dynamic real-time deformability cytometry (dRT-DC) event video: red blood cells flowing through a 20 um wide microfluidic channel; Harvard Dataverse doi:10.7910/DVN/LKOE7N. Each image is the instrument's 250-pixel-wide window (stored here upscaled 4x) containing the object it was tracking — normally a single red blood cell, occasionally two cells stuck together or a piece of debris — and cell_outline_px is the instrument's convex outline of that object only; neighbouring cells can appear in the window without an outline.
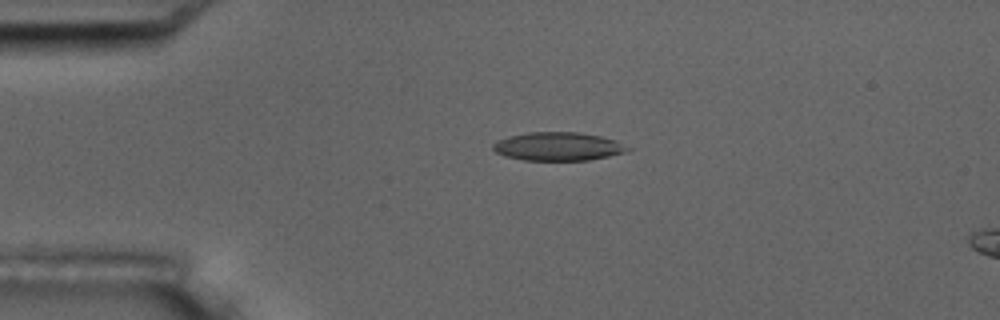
{"species": "common noctule bat (a hibernating species)", "species_latin": "Nyctalus noctula", "temperature_condition": "room temperature", "stored_images_in_passage": 5, "camera_frame_rate_fps": 3000, "um_per_image_px": 0.085, "animal": {"sex": "male", "body_mass_g": 17.5, "forearm_length_mm": 52.3}, "frame": {"image": 1, "passage_image": 3, "time_ms": 2.333, "image_size_px": [1000, 320], "cell_outline_px": [[632, 148], [624, 152], [608, 156], [588, 160], [524, 160], [504, 156], [496, 152], [492, 148], [492, 144], [496, 140], [508, 136], [528, 132], [580, 132], [600, 136], [616, 140]], "centroid_in_image_um": [47.41, 12.44], "position_along_channel_um": 37.6, "area_um2": 22.37}}